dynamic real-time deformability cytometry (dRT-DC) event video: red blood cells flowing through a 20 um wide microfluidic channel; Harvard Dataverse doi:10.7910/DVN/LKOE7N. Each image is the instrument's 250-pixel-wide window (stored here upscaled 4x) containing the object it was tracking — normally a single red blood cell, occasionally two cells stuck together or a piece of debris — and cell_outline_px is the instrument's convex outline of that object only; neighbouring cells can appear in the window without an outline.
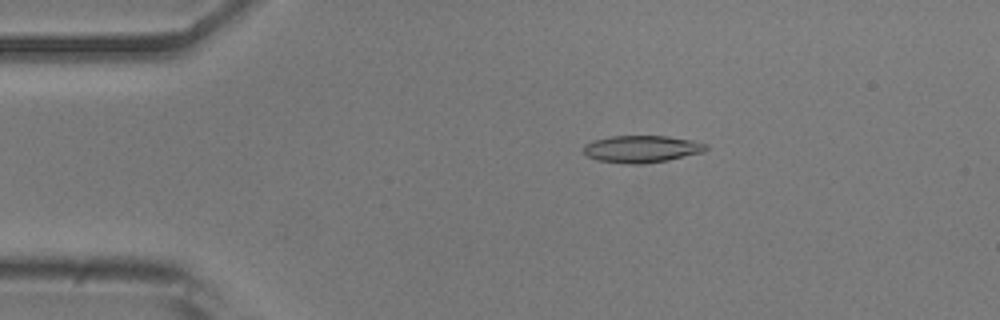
{"species": "common noctule bat (a hibernating species)", "species_latin": "Nyctalus noctula", "temperature_condition": "room temperature", "stored_images_in_passage": 52, "camera_frame_rate_fps": 3000, "um_per_image_px": 0.085, "animal": {"sex": "male", "body_mass_g": 20.5, "forearm_length_mm": 52.5}, "frame": {"image": 1, "passage_image": 10, "time_ms": 3.0, "image_size_px": [1000, 320], "cell_outline_px": [[708, 148], [704, 152], [668, 160], [644, 164], [628, 164], [596, 160], [588, 156], [584, 152], [584, 144], [592, 140], [612, 136], [668, 136], [692, 140], [708, 144]], "centroid_in_image_um": [54.55, 12.66], "position_along_channel_um": 30.4, "area_um2": 19.48}}
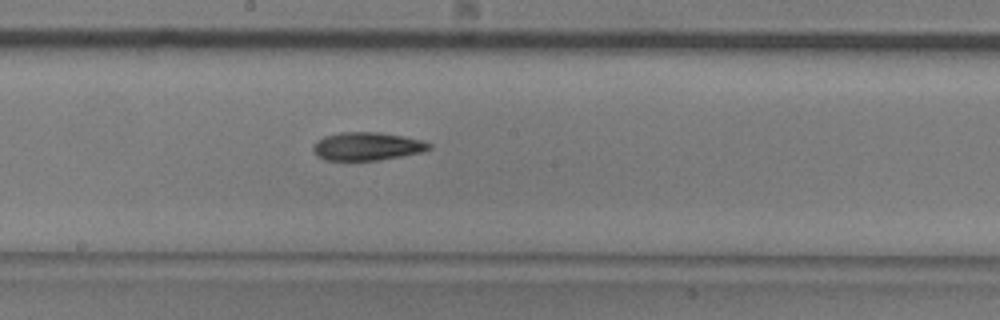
{"frame": {"image": 2, "passage_image": 28, "time_ms": 9.0, "image_size_px": [1000, 320], "cell_outline_px": [[432, 148], [420, 152], [380, 160], [324, 160], [316, 156], [312, 152], [312, 148], [316, 140], [324, 136], [340, 132], [380, 132], [404, 136], [420, 140], [432, 144]], "centroid_in_image_um": [31.15, 12.43], "position_along_channel_um": 217.1, "area_um2": 19.13}}
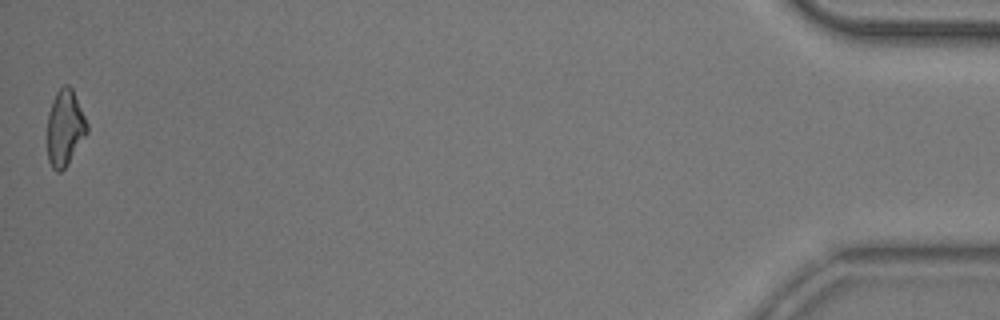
{"frame": {"image": 3, "passage_image": 52, "time_ms": 17.0, "image_size_px": [1000, 320], "cell_outline_px": [[88, 132], [64, 168], [60, 172], [56, 172], [52, 168], [48, 160], [48, 112], [52, 100], [56, 92], [64, 84], [68, 84], [72, 88], [88, 124]], "centroid_in_image_um": [5.51, 10.85], "position_along_channel_um": 429.7, "area_um2": 17.46}, "authors_computed_cell_mechanics": {"area_um2": 18.785, "velocity_mm_per_s": 3.8776, "shape_relaxation_time_tau1_ms": 7.2556, "shape_relaxation_time_tau2_ms": null, "deformation_change_tau1": 0.188, "deformation_change_tau2": null}}